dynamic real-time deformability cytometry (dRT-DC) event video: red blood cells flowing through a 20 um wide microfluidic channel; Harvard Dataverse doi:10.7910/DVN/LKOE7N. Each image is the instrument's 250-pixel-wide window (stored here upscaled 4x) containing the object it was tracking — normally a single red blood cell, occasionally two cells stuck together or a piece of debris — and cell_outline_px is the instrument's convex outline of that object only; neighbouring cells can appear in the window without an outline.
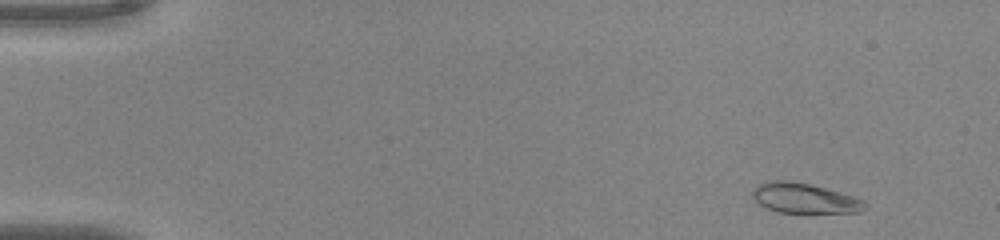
{"species": "common noctule bat (a hibernating species)", "species_latin": "Nyctalus noctula", "temperature_condition": "warm", "stored_images_in_passage": 49, "camera_frame_rate_fps": 3000, "um_per_image_px": 0.085, "animal": {"sex": "male", "body_mass_g": 20.0, "forearm_length_mm": 53.3}, "frame": {"image": 1, "passage_image": 3, "time_ms": 0.667, "image_size_px": [1000, 240], "cell_outline_px": [[868, 208], [860, 212], [776, 212], [760, 204], [752, 196], [752, 188], [768, 180], [792, 180], [840, 192], [864, 200], [868, 204]], "centroid_in_image_um": [68.38, 16.84], "position_along_channel_um": 16.6, "area_um2": 19.59}}
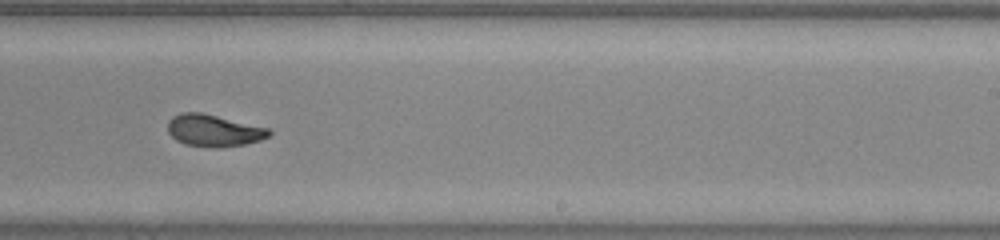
{"frame": {"image": 2, "passage_image": 31, "time_ms": 10.0, "image_size_px": [1000, 240], "cell_outline_px": [[272, 132], [268, 136], [260, 140], [244, 144], [220, 148], [212, 148], [184, 144], [176, 140], [168, 132], [168, 120], [172, 116], [180, 112], [200, 112], [268, 128]], "centroid_in_image_um": [18.12, 11.1], "position_along_channel_um": 270.9, "area_um2": 18.84}}
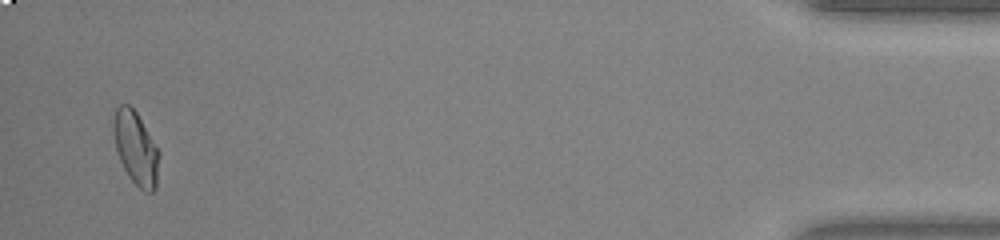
{"frame": {"image": 3, "passage_image": 48, "time_ms": 15.667, "image_size_px": [1000, 240], "cell_outline_px": [[160, 156], [156, 188], [152, 192], [144, 192], [128, 176], [120, 160], [116, 148], [112, 128], [112, 120], [116, 108], [120, 104], [128, 104], [136, 112], [160, 152]], "centroid_in_image_um": [11.54, 12.6], "position_along_channel_um": 423.7, "area_um2": 19.48}, "authors_computed_cell_mechanics": {"area_um2": 19.1896, "velocity_mm_per_s": 4.0686, "shape_relaxation_time_tau1_ms": 4.2982, "shape_relaxation_time_tau2_ms": 1.1401, "deformation_change_tau1": 0.1898, "deformation_change_tau2": 0.0684}}